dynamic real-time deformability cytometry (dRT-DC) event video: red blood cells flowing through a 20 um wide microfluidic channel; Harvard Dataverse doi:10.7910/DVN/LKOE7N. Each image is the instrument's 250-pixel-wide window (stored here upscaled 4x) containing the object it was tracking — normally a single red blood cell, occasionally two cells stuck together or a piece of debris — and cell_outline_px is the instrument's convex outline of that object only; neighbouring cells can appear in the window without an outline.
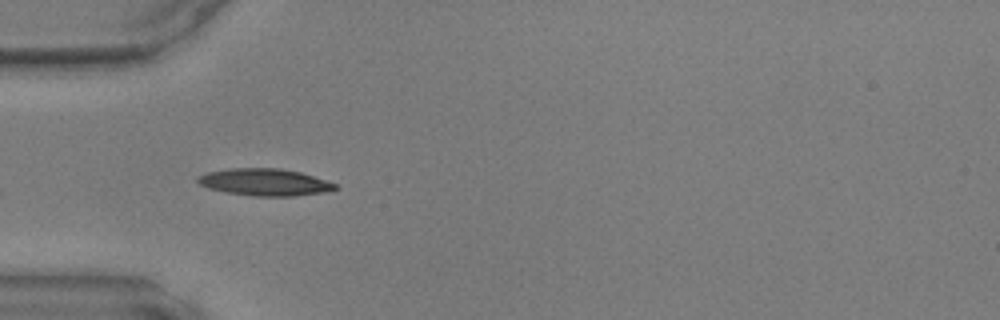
{"species": "common noctule bat (a hibernating species)", "species_latin": "Nyctalus noctula", "temperature_condition": "warm", "stored_images_in_passage": 9, "camera_frame_rate_fps": 3000, "um_per_image_px": 0.085, "animal": {"sex": "male", "body_mass_g": 17.9, "forearm_length_mm": 54.2}, "frame": {"image": 1, "passage_image": 1, "time_ms": 0.0, "image_size_px": [1000, 320], "cell_outline_px": [[340, 188], [324, 192], [292, 196], [252, 196], [228, 192], [208, 188], [200, 184], [196, 180], [196, 176], [208, 172], [232, 168], [280, 168], [300, 172], [336, 184]], "centroid_in_image_um": [22.48, 15.48], "position_along_channel_um": 62.5, "area_um2": 21.5}}
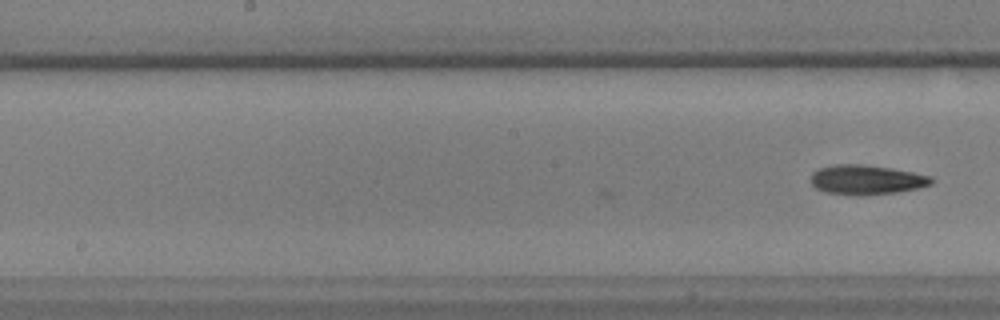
{"frame": {"image": 2, "passage_image": 9, "time_ms": 2.667, "image_size_px": [1000, 320], "cell_outline_px": [[932, 184], [916, 188], [896, 192], [860, 196], [856, 196], [824, 192], [816, 188], [808, 180], [812, 172], [820, 168], [836, 164], [864, 164], [912, 172], [932, 176]], "centroid_in_image_um": [73.58, 15.28], "position_along_channel_um": 174.6, "area_um2": 20.87}}